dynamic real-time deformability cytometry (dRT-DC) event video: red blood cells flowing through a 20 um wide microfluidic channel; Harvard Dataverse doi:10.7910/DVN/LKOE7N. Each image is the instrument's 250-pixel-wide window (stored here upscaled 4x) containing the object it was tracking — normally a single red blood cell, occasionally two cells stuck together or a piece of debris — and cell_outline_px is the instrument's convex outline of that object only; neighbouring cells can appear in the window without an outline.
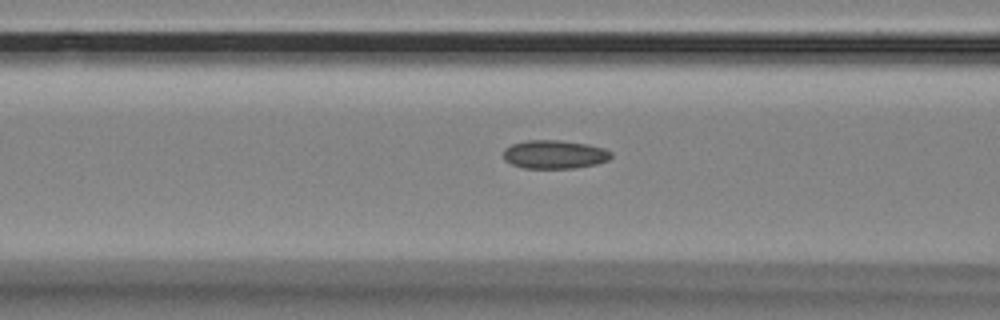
{"species": "Egyptian fruit bat (a non-hibernating species)", "species_latin": "Rousettus aegyptiacus", "temperature_condition": "room temperature", "stored_images_in_passage": 35, "camera_frame_rate_fps": 3000, "um_per_image_px": 0.085, "animal": {"sex": "female"}, "frame": {"image": 1, "passage_image": 8, "time_ms": 2.333, "image_size_px": [1000, 320], "cell_outline_px": [[612, 156], [608, 160], [596, 164], [572, 168], [524, 168], [512, 164], [504, 160], [504, 148], [512, 144], [528, 140], [560, 140], [588, 144], [604, 148], [612, 152]], "centroid_in_image_um": [47.14, 13.12], "position_along_channel_um": 119.5, "area_um2": 17.92}}
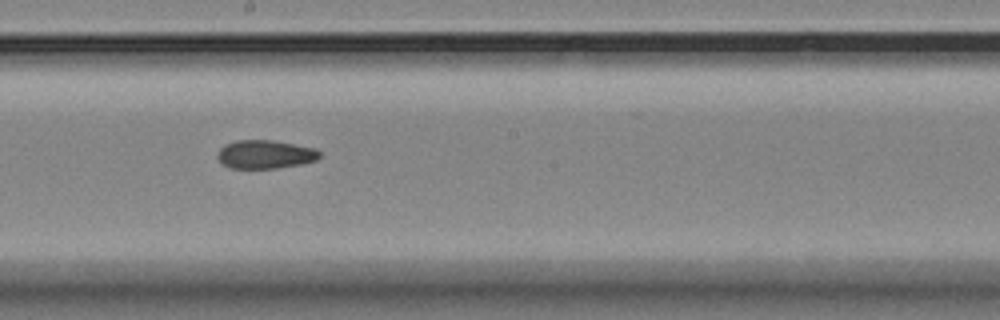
{"frame": {"image": 2, "passage_image": 17, "time_ms": 5.333, "image_size_px": [1000, 320], "cell_outline_px": [[320, 156], [316, 160], [300, 164], [276, 168], [228, 168], [216, 156], [216, 152], [224, 144], [236, 140], [272, 140], [316, 148], [320, 152]], "centroid_in_image_um": [22.51, 13.11], "position_along_channel_um": 225.7, "area_um2": 16.99}}
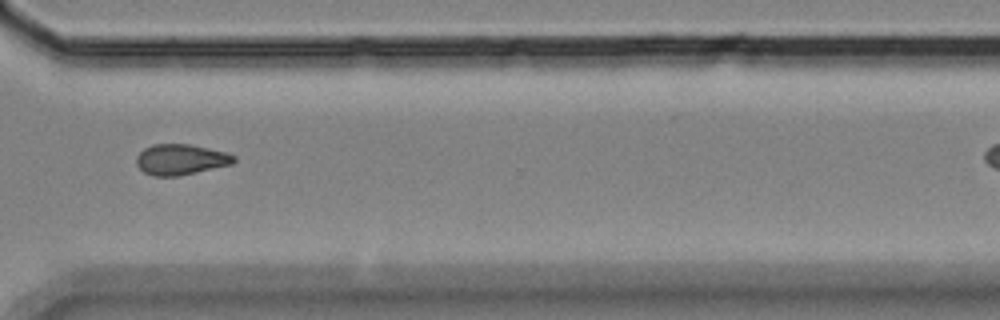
{"frame": {"image": 3, "passage_image": 28, "time_ms": 9.0, "image_size_px": [1000, 320], "cell_outline_px": [[236, 160], [232, 164], [196, 172], [176, 176], [152, 176], [144, 172], [136, 164], [136, 156], [144, 148], [152, 144], [188, 144], [208, 148], [224, 152], [236, 156]], "centroid_in_image_um": [15.33, 13.55], "position_along_channel_um": 355.3, "area_um2": 17.34}}